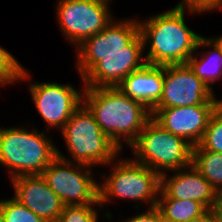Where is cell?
I'll return each mask as SVG.
<instances>
[{"label":"cell","instance_id":"31","mask_svg":"<svg viewBox=\"0 0 222 222\" xmlns=\"http://www.w3.org/2000/svg\"><path fill=\"white\" fill-rule=\"evenodd\" d=\"M0 222H3V218H2L1 210H0Z\"/></svg>","mask_w":222,"mask_h":222},{"label":"cell","instance_id":"13","mask_svg":"<svg viewBox=\"0 0 222 222\" xmlns=\"http://www.w3.org/2000/svg\"><path fill=\"white\" fill-rule=\"evenodd\" d=\"M13 197L45 222H57L64 205L42 175H21L11 179Z\"/></svg>","mask_w":222,"mask_h":222},{"label":"cell","instance_id":"22","mask_svg":"<svg viewBox=\"0 0 222 222\" xmlns=\"http://www.w3.org/2000/svg\"><path fill=\"white\" fill-rule=\"evenodd\" d=\"M3 222H45L14 197L0 200Z\"/></svg>","mask_w":222,"mask_h":222},{"label":"cell","instance_id":"1","mask_svg":"<svg viewBox=\"0 0 222 222\" xmlns=\"http://www.w3.org/2000/svg\"><path fill=\"white\" fill-rule=\"evenodd\" d=\"M83 104L101 131L121 150L131 146L152 118L151 110L116 87L83 88Z\"/></svg>","mask_w":222,"mask_h":222},{"label":"cell","instance_id":"24","mask_svg":"<svg viewBox=\"0 0 222 222\" xmlns=\"http://www.w3.org/2000/svg\"><path fill=\"white\" fill-rule=\"evenodd\" d=\"M176 7L189 11L198 12L199 14L219 10L222 8V0H181Z\"/></svg>","mask_w":222,"mask_h":222},{"label":"cell","instance_id":"16","mask_svg":"<svg viewBox=\"0 0 222 222\" xmlns=\"http://www.w3.org/2000/svg\"><path fill=\"white\" fill-rule=\"evenodd\" d=\"M138 34V19H114L103 30L77 46L76 53L121 52Z\"/></svg>","mask_w":222,"mask_h":222},{"label":"cell","instance_id":"20","mask_svg":"<svg viewBox=\"0 0 222 222\" xmlns=\"http://www.w3.org/2000/svg\"><path fill=\"white\" fill-rule=\"evenodd\" d=\"M30 73L12 53L0 46V85L7 86L19 81H27ZM18 81V82H17Z\"/></svg>","mask_w":222,"mask_h":222},{"label":"cell","instance_id":"8","mask_svg":"<svg viewBox=\"0 0 222 222\" xmlns=\"http://www.w3.org/2000/svg\"><path fill=\"white\" fill-rule=\"evenodd\" d=\"M92 173L91 166L57 156L41 175L64 206H75L99 204V182Z\"/></svg>","mask_w":222,"mask_h":222},{"label":"cell","instance_id":"18","mask_svg":"<svg viewBox=\"0 0 222 222\" xmlns=\"http://www.w3.org/2000/svg\"><path fill=\"white\" fill-rule=\"evenodd\" d=\"M156 207L162 213L165 222H188L207 210L202 203L194 200L169 198L161 189Z\"/></svg>","mask_w":222,"mask_h":222},{"label":"cell","instance_id":"15","mask_svg":"<svg viewBox=\"0 0 222 222\" xmlns=\"http://www.w3.org/2000/svg\"><path fill=\"white\" fill-rule=\"evenodd\" d=\"M163 83L164 65L145 63L124 78L117 87L152 111L162 96Z\"/></svg>","mask_w":222,"mask_h":222},{"label":"cell","instance_id":"12","mask_svg":"<svg viewBox=\"0 0 222 222\" xmlns=\"http://www.w3.org/2000/svg\"><path fill=\"white\" fill-rule=\"evenodd\" d=\"M218 105L153 108L152 118L165 130L184 138L192 146L198 145L209 119Z\"/></svg>","mask_w":222,"mask_h":222},{"label":"cell","instance_id":"6","mask_svg":"<svg viewBox=\"0 0 222 222\" xmlns=\"http://www.w3.org/2000/svg\"><path fill=\"white\" fill-rule=\"evenodd\" d=\"M144 45L139 33L121 52L77 53L76 69L84 87H116L145 63ZM143 55V56H142Z\"/></svg>","mask_w":222,"mask_h":222},{"label":"cell","instance_id":"19","mask_svg":"<svg viewBox=\"0 0 222 222\" xmlns=\"http://www.w3.org/2000/svg\"><path fill=\"white\" fill-rule=\"evenodd\" d=\"M192 166L216 189L222 190V153L205 150L199 144L192 147Z\"/></svg>","mask_w":222,"mask_h":222},{"label":"cell","instance_id":"14","mask_svg":"<svg viewBox=\"0 0 222 222\" xmlns=\"http://www.w3.org/2000/svg\"><path fill=\"white\" fill-rule=\"evenodd\" d=\"M174 175H161V190L169 197L181 200H194L207 209H214L217 201L216 189L198 172L192 164L173 170Z\"/></svg>","mask_w":222,"mask_h":222},{"label":"cell","instance_id":"17","mask_svg":"<svg viewBox=\"0 0 222 222\" xmlns=\"http://www.w3.org/2000/svg\"><path fill=\"white\" fill-rule=\"evenodd\" d=\"M202 47L212 49L201 52L199 48ZM198 53L201 55L200 57L197 56ZM186 64L211 91H213L212 85L215 84V81L222 79V53L209 37L201 36L199 38L196 53L188 59Z\"/></svg>","mask_w":222,"mask_h":222},{"label":"cell","instance_id":"2","mask_svg":"<svg viewBox=\"0 0 222 222\" xmlns=\"http://www.w3.org/2000/svg\"><path fill=\"white\" fill-rule=\"evenodd\" d=\"M198 12L174 8L139 20V33L143 39L146 63L153 65L186 64L196 52L199 38L202 36L191 30L185 23V14ZM149 43V44H147Z\"/></svg>","mask_w":222,"mask_h":222},{"label":"cell","instance_id":"10","mask_svg":"<svg viewBox=\"0 0 222 222\" xmlns=\"http://www.w3.org/2000/svg\"><path fill=\"white\" fill-rule=\"evenodd\" d=\"M219 104L214 91L187 64L164 65L163 92L154 108Z\"/></svg>","mask_w":222,"mask_h":222},{"label":"cell","instance_id":"25","mask_svg":"<svg viewBox=\"0 0 222 222\" xmlns=\"http://www.w3.org/2000/svg\"><path fill=\"white\" fill-rule=\"evenodd\" d=\"M122 222H165L162 213L157 207L148 208L145 212L136 213Z\"/></svg>","mask_w":222,"mask_h":222},{"label":"cell","instance_id":"21","mask_svg":"<svg viewBox=\"0 0 222 222\" xmlns=\"http://www.w3.org/2000/svg\"><path fill=\"white\" fill-rule=\"evenodd\" d=\"M199 145L205 150L222 153V105L212 113Z\"/></svg>","mask_w":222,"mask_h":222},{"label":"cell","instance_id":"23","mask_svg":"<svg viewBox=\"0 0 222 222\" xmlns=\"http://www.w3.org/2000/svg\"><path fill=\"white\" fill-rule=\"evenodd\" d=\"M97 205L64 206L57 222H98Z\"/></svg>","mask_w":222,"mask_h":222},{"label":"cell","instance_id":"5","mask_svg":"<svg viewBox=\"0 0 222 222\" xmlns=\"http://www.w3.org/2000/svg\"><path fill=\"white\" fill-rule=\"evenodd\" d=\"M120 159H116L118 162L113 160L107 164L111 165V173L103 174L102 183L99 184V204L102 209L114 198L145 202L148 208L156 207L161 189V176L131 158Z\"/></svg>","mask_w":222,"mask_h":222},{"label":"cell","instance_id":"27","mask_svg":"<svg viewBox=\"0 0 222 222\" xmlns=\"http://www.w3.org/2000/svg\"><path fill=\"white\" fill-rule=\"evenodd\" d=\"M214 210L216 214L222 218V190L217 192V201Z\"/></svg>","mask_w":222,"mask_h":222},{"label":"cell","instance_id":"7","mask_svg":"<svg viewBox=\"0 0 222 222\" xmlns=\"http://www.w3.org/2000/svg\"><path fill=\"white\" fill-rule=\"evenodd\" d=\"M192 145L174 135L151 118L130 146L134 161L149 167L160 176L191 165Z\"/></svg>","mask_w":222,"mask_h":222},{"label":"cell","instance_id":"4","mask_svg":"<svg viewBox=\"0 0 222 222\" xmlns=\"http://www.w3.org/2000/svg\"><path fill=\"white\" fill-rule=\"evenodd\" d=\"M60 132L71 157V160L68 159L57 149V156L63 160L85 164L93 168L97 165L105 166L119 157L121 150L101 131L94 115L83 103Z\"/></svg>","mask_w":222,"mask_h":222},{"label":"cell","instance_id":"9","mask_svg":"<svg viewBox=\"0 0 222 222\" xmlns=\"http://www.w3.org/2000/svg\"><path fill=\"white\" fill-rule=\"evenodd\" d=\"M57 1V24L65 39L75 48L114 20L108 3L98 0Z\"/></svg>","mask_w":222,"mask_h":222},{"label":"cell","instance_id":"29","mask_svg":"<svg viewBox=\"0 0 222 222\" xmlns=\"http://www.w3.org/2000/svg\"><path fill=\"white\" fill-rule=\"evenodd\" d=\"M110 4L111 0H98Z\"/></svg>","mask_w":222,"mask_h":222},{"label":"cell","instance_id":"28","mask_svg":"<svg viewBox=\"0 0 222 222\" xmlns=\"http://www.w3.org/2000/svg\"><path fill=\"white\" fill-rule=\"evenodd\" d=\"M215 37V38H214ZM211 37V39L216 43V45L220 48L222 53V35H219L218 37L214 36Z\"/></svg>","mask_w":222,"mask_h":222},{"label":"cell","instance_id":"11","mask_svg":"<svg viewBox=\"0 0 222 222\" xmlns=\"http://www.w3.org/2000/svg\"><path fill=\"white\" fill-rule=\"evenodd\" d=\"M40 117L49 127L61 130L72 114L83 103L82 92L76 87L56 82H33L28 88Z\"/></svg>","mask_w":222,"mask_h":222},{"label":"cell","instance_id":"3","mask_svg":"<svg viewBox=\"0 0 222 222\" xmlns=\"http://www.w3.org/2000/svg\"><path fill=\"white\" fill-rule=\"evenodd\" d=\"M0 128V165L9 169L10 180L21 175H41L57 157L48 132L37 128Z\"/></svg>","mask_w":222,"mask_h":222},{"label":"cell","instance_id":"30","mask_svg":"<svg viewBox=\"0 0 222 222\" xmlns=\"http://www.w3.org/2000/svg\"><path fill=\"white\" fill-rule=\"evenodd\" d=\"M217 222H222V218L217 215Z\"/></svg>","mask_w":222,"mask_h":222},{"label":"cell","instance_id":"26","mask_svg":"<svg viewBox=\"0 0 222 222\" xmlns=\"http://www.w3.org/2000/svg\"><path fill=\"white\" fill-rule=\"evenodd\" d=\"M188 222H217V214L214 209H207L202 215L192 218Z\"/></svg>","mask_w":222,"mask_h":222}]
</instances>
